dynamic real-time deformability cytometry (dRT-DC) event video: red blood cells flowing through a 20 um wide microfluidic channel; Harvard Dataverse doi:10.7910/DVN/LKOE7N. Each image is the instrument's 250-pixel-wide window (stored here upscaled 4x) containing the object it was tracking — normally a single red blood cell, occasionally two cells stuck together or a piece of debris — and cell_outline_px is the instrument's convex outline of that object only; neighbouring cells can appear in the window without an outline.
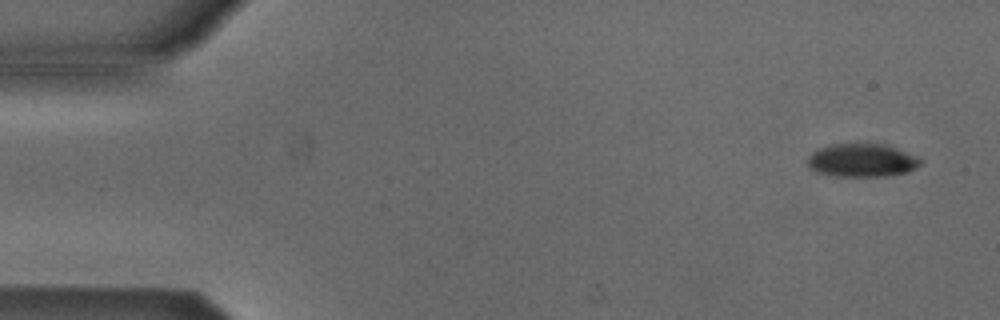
{"species": "Egyptian fruit bat (a non-hibernating species)", "species_latin": "Rousettus aegyptiacus", "temperature_condition": "cold", "stored_images_in_passage": 5, "camera_frame_rate_fps": 3000, "um_per_image_px": 0.085, "animal": {"sex": "male"}, "frame": {"image": 1, "passage_image": 1, "time_ms": 0.0, "image_size_px": [1000, 320], "cell_outline_px": [[920, 164], [916, 168], [908, 172], [884, 176], [836, 176], [816, 172], [808, 168], [808, 156], [816, 148], [832, 144], [856, 140], [884, 144], [896, 148], [916, 156], [920, 160]], "centroid_in_image_um": [73.2, 13.58], "position_along_channel_um": 11.8, "area_um2": 22.6}}
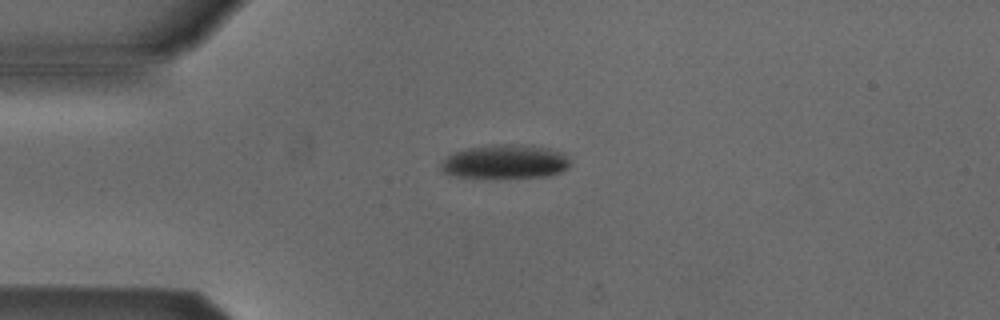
{"frame": {"image": 2, "passage_image": 4, "time_ms": 3.333, "image_size_px": [1000, 320], "cell_outline_px": [[568, 168], [560, 172], [548, 176], [496, 180], [456, 176], [444, 172], [440, 168], [440, 164], [448, 156], [456, 152], [468, 148], [496, 144], [532, 144], [564, 152], [568, 160]], "centroid_in_image_um": [42.96, 13.77], "position_along_channel_um": 42.0, "area_um2": 26.36}}